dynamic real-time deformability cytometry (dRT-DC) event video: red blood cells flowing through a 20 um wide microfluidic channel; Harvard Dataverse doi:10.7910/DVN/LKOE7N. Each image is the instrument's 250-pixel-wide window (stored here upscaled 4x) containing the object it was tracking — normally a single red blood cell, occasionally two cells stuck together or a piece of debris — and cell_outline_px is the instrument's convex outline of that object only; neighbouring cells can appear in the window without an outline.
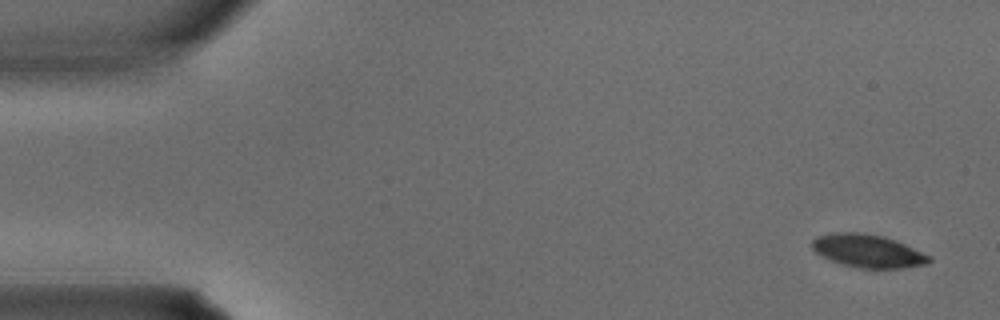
{"species": "common noctule bat (a hibernating species)", "species_latin": "Nyctalus noctula", "temperature_condition": "warm", "stored_images_in_passage": 3, "segment_of_instrument_passage": [2, 2], "camera_frame_rate_fps": 3000, "um_per_image_px": 0.085, "animal": {"sex": "male", "body_mass_g": 15.6}, "frame": {"image": 1, "passage_image": 3, "time_ms": 0.667, "image_size_px": [1000, 320], "cell_outline_px": [[932, 260], [924, 264], [904, 268], [860, 268], [844, 264], [832, 260], [816, 252], [812, 248], [812, 240], [816, 236], [832, 232], [864, 232], [884, 236], [904, 244], [932, 256]], "centroid_in_image_um": [73.77, 21.31], "position_along_channel_um": 11.2, "area_um2": 22.43}}